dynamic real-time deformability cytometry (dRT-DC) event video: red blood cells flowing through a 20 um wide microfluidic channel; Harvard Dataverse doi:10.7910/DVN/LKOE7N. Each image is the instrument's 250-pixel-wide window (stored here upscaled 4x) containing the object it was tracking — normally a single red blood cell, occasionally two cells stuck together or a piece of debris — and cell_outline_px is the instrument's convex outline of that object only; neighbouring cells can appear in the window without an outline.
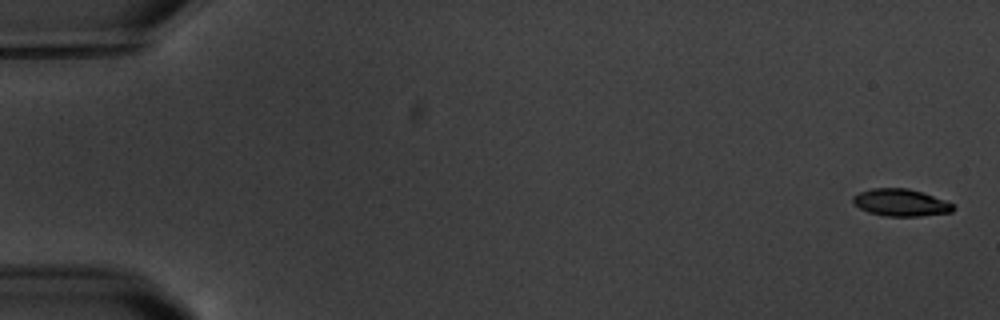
{"species": "common noctule bat (a hibernating species)", "species_latin": "Nyctalus noctula", "temperature_condition": "warm", "stored_images_in_passage": 6, "camera_frame_rate_fps": 3000, "um_per_image_px": 0.085, "animal": {"sex": "male", "body_mass_g": 20.1, "forearm_length_mm": 53.5}, "frame": {"image": 1, "passage_image": 1, "time_ms": 0.0, "image_size_px": [1000, 320], "cell_outline_px": [[956, 208], [952, 212], [920, 216], [888, 216], [868, 212], [860, 208], [852, 200], [852, 196], [860, 192], [872, 188], [908, 188], [944, 200], [952, 204]], "centroid_in_image_um": [76.56, 17.22], "position_along_channel_um": 8.4, "area_um2": 15.66}}
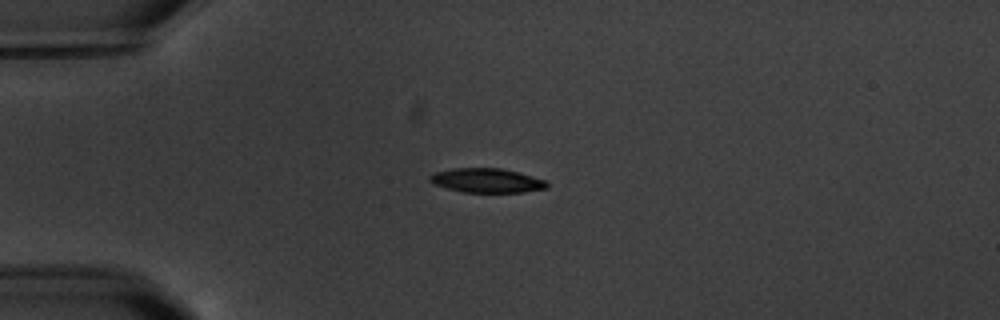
{"frame": {"image": 2, "passage_image": 5, "time_ms": 4.667, "image_size_px": [1000, 320], "cell_outline_px": [[548, 188], [524, 192], [464, 192], [448, 188], [436, 184], [428, 180], [428, 176], [436, 172], [452, 168], [500, 168], [520, 172], [548, 180]], "centroid_in_image_um": [41.44, 15.33], "position_along_channel_um": 43.6, "area_um2": 16.65}}